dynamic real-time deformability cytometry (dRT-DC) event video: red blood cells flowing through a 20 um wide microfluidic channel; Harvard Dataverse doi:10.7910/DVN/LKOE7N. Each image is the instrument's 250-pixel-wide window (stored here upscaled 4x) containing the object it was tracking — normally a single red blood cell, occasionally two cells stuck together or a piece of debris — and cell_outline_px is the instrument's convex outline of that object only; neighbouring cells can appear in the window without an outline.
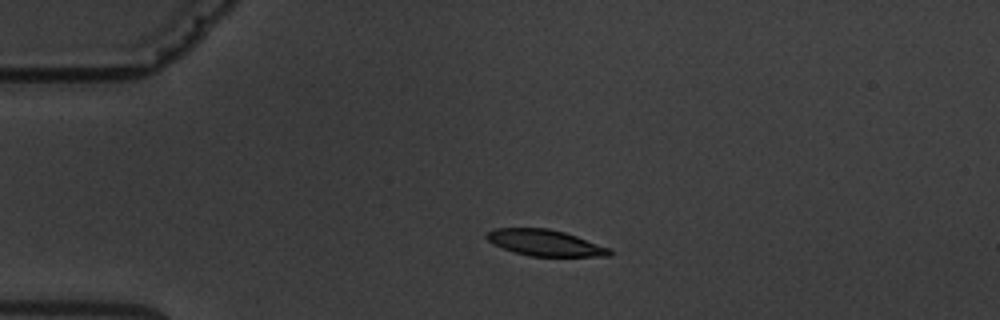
{"species": "common noctule bat (a hibernating species)", "species_latin": "Nyctalus noctula", "temperature_condition": "warm", "stored_images_in_passage": 5, "segment_of_instrument_passage": [1, 2], "camera_frame_rate_fps": 3000, "um_per_image_px": 0.085, "animal": {"sex": "male", "body_mass_g": 19.5, "forearm_length_mm": 54.6}, "frame": {"image": 1, "passage_image": 4, "time_ms": 3.333, "image_size_px": [1000, 320], "cell_outline_px": [[612, 256], [532, 256], [516, 252], [492, 244], [484, 236], [488, 232], [496, 228], [548, 228], [564, 232], [612, 248]], "centroid_in_image_um": [46.36, 20.63], "position_along_channel_um": 38.6, "area_um2": 18.67}}